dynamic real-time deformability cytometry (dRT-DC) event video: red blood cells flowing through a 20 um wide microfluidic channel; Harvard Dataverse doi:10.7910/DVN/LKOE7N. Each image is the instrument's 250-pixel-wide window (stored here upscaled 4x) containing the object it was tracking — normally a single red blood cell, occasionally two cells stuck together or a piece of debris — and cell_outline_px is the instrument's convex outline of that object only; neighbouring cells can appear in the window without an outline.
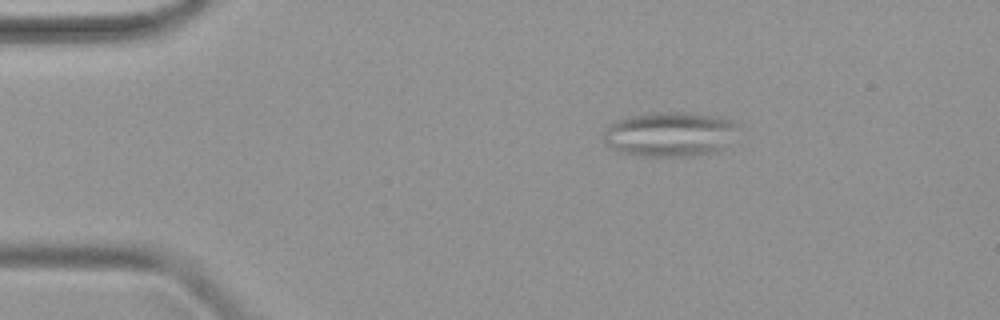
{"species": "common noctule bat (a hibernating species)", "species_latin": "Nyctalus noctula", "temperature_condition": "warm", "stored_images_in_passage": 41, "camera_frame_rate_fps": 3000, "um_per_image_px": 0.085, "animal": {"sex": "female", "body_mass_g": 19.9}, "frame": {"image": 1, "passage_image": 1, "time_ms": 0.0, "image_size_px": [1000, 320], "cell_outline_px": [[740, 124], [720, 152], [692, 156], [644, 156], [620, 152], [608, 144], [604, 140], [604, 132], [608, 124], [616, 120], [628, 116], [652, 112], [688, 112], [716, 116], [732, 120]], "centroid_in_image_um": [56.94, 11.39], "position_along_channel_um": 28.1, "area_um2": 35.2}}
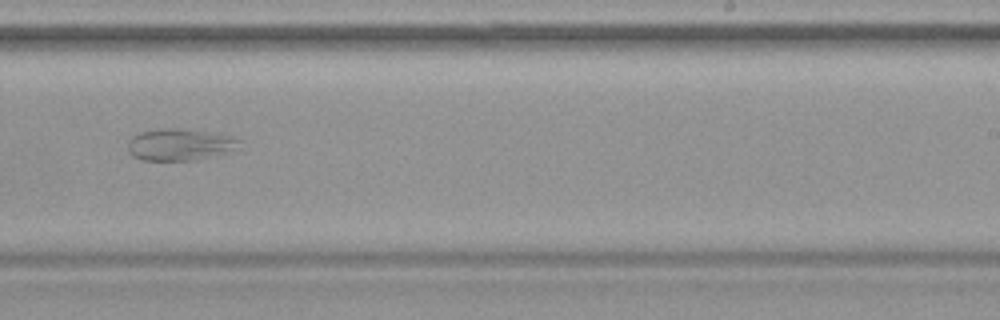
{"frame": {"image": 2, "passage_image": 23, "time_ms": 7.333, "image_size_px": [1000, 320], "cell_outline_px": [[244, 140], [228, 152], [196, 160], [140, 160], [132, 156], [128, 152], [128, 140], [132, 136], [140, 132], [160, 128], [180, 128], [220, 132], [236, 136]], "centroid_in_image_um": [15.31, 12.26], "position_along_channel_um": 273.7, "area_um2": 21.21}}
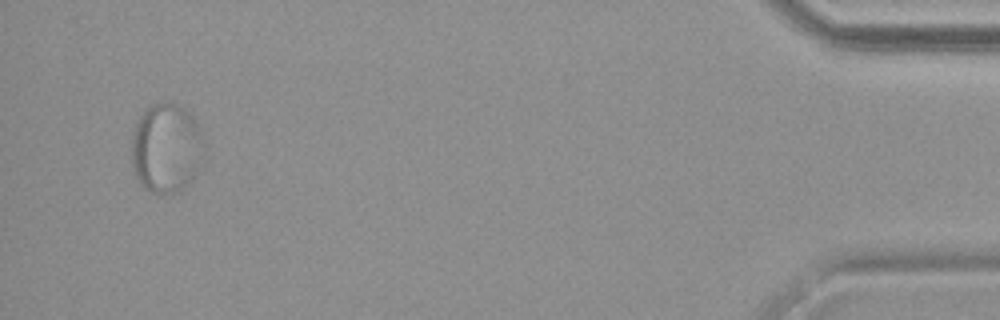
{"frame": {"image": 3, "passage_image": 39, "time_ms": 12.667, "image_size_px": [1000, 320], "cell_outline_px": [[204, 144], [192, 180], [180, 192], [168, 196], [160, 196], [144, 188], [140, 184], [132, 168], [132, 136], [136, 120], [144, 108], [148, 104], [172, 100], [180, 104], [200, 124]], "centroid_in_image_um": [14.1, 12.56], "position_along_channel_um": 421.1, "area_um2": 38.78}}